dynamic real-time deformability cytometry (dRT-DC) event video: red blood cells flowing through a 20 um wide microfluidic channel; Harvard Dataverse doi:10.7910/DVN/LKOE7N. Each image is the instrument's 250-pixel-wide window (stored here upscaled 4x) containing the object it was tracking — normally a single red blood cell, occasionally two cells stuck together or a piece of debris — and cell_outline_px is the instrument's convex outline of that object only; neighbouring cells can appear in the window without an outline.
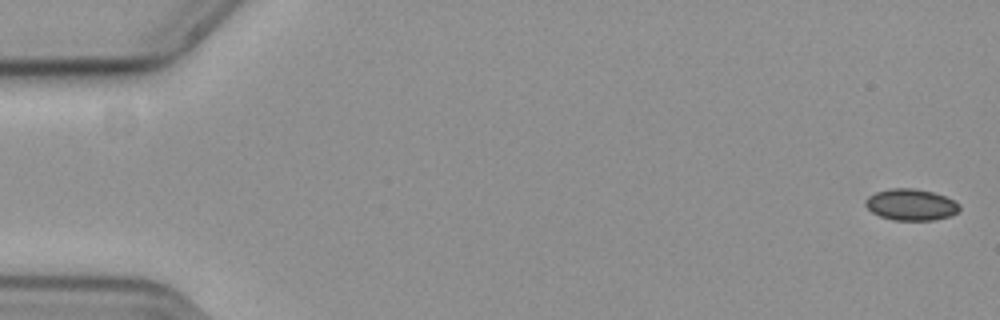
{"species": "common noctule bat (a hibernating species)", "species_latin": "Nyctalus noctula", "temperature_condition": "cold", "stored_images_in_passage": 57, "camera_frame_rate_fps": 3000, "um_per_image_px": 0.085, "animal": {"sex": "female", "body_mass_g": 19.3, "forearm_length_mm": 54.1}, "frame": {"image": 1, "passage_image": 1, "time_ms": 0.0, "image_size_px": [1000, 320], "cell_outline_px": [[960, 208], [956, 212], [948, 216], [932, 220], [892, 220], [880, 216], [872, 212], [864, 204], [864, 200], [868, 196], [876, 192], [892, 188], [916, 188], [932, 192], [944, 196], [952, 200]], "centroid_in_image_um": [77.37, 17.39], "position_along_channel_um": 7.6, "area_um2": 16.99}}
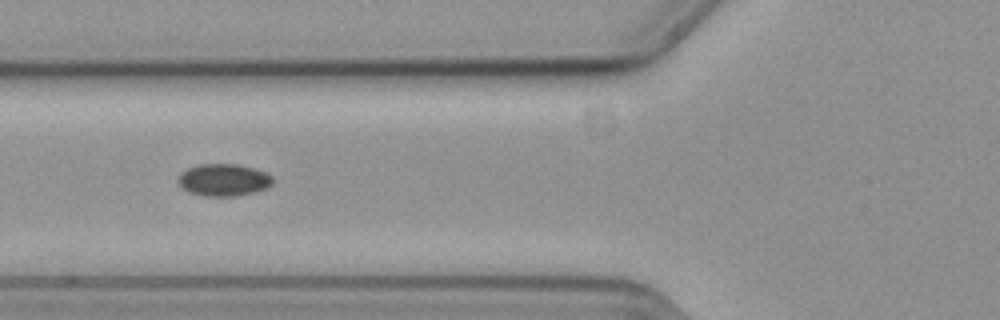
{"frame": {"image": 2, "passage_image": 22, "time_ms": 7.0, "image_size_px": [1000, 320], "cell_outline_px": [[272, 184], [268, 188], [256, 192], [236, 196], [204, 196], [188, 192], [180, 184], [180, 176], [188, 168], [196, 164], [240, 164], [256, 168], [272, 176]], "centroid_in_image_um": [19.07, 15.29], "position_along_channel_um": 106.7, "area_um2": 17.74}}
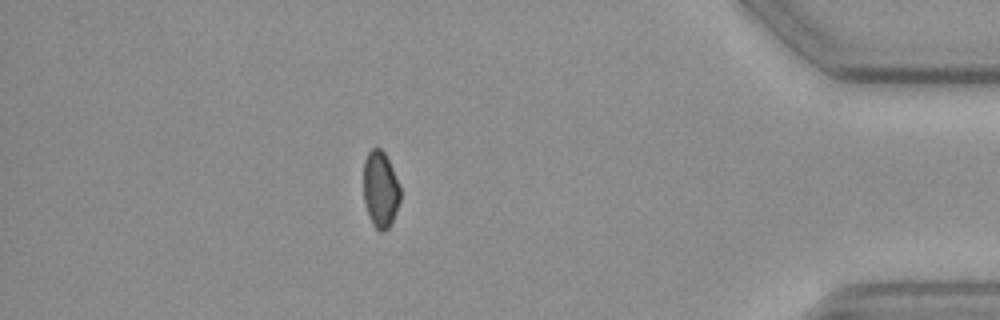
{"frame": {"image": 3, "passage_image": 50, "time_ms": 16.333, "image_size_px": [1000, 320], "cell_outline_px": [[400, 200], [392, 220], [388, 228], [384, 232], [380, 232], [372, 224], [364, 204], [364, 160], [368, 152], [372, 148], [380, 148], [384, 152], [400, 184]], "centroid_in_image_um": [32.33, 16.1], "position_along_channel_um": 402.9, "area_um2": 16.36}}